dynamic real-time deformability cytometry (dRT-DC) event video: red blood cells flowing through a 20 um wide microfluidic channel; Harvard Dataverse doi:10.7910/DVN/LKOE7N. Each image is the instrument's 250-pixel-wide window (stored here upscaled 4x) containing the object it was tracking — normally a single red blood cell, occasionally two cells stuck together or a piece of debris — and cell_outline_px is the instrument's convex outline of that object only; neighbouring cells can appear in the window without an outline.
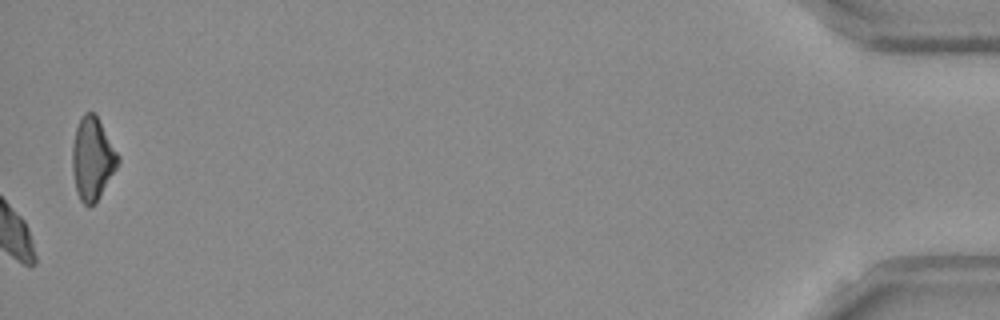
{"species": "Egyptian fruit bat (a non-hibernating species)", "species_latin": "Rousettus aegyptiacus", "temperature_condition": "room temperature", "stored_images_in_passage": 53, "camera_frame_rate_fps": 3000, "um_per_image_px": 0.085, "frame": {"image": 1, "passage_image": 53, "time_ms": 17.333, "image_size_px": [1000, 320], "cell_outline_px": [[120, 160], [116, 168], [96, 204], [88, 208], [80, 200], [76, 192], [72, 172], [72, 144], [76, 128], [80, 116], [84, 112], [96, 112], [120, 156]], "centroid_in_image_um": [7.85, 13.48], "position_along_channel_um": 427.3, "area_um2": 22.54}, "authors_computed_cell_mechanics": {"area_um2": 20.1144, "velocity_mm_per_s": 3.8116, "shape_relaxation_time_tau1_ms": 6.1527, "shape_relaxation_time_tau2_ms": null, "deformation_change_tau1": 0.0981, "deformation_change_tau2": null}}